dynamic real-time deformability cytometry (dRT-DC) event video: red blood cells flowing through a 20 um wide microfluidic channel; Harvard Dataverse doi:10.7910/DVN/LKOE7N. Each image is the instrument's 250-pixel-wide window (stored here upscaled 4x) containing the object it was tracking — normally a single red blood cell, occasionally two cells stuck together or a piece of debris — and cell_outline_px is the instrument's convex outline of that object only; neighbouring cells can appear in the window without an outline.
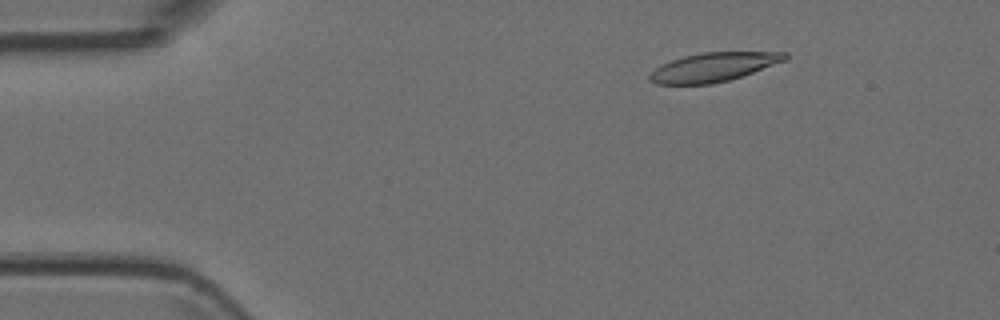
{"species": "Egyptian fruit bat (a non-hibernating species)", "species_latin": "Rousettus aegyptiacus", "temperature_condition": "room temperature", "stored_images_in_passage": 6, "camera_frame_rate_fps": 3000, "um_per_image_px": 0.085, "animal": {"sex": "female"}, "frame": {"image": 1, "passage_image": 3, "time_ms": 0.667, "image_size_px": [1000, 320], "cell_outline_px": [[788, 60], [728, 80], [712, 84], [656, 84], [648, 80], [648, 76], [656, 68], [672, 60], [684, 56], [704, 52], [788, 52]], "centroid_in_image_um": [60.66, 5.7], "position_along_channel_um": 24.3, "area_um2": 22.6}}